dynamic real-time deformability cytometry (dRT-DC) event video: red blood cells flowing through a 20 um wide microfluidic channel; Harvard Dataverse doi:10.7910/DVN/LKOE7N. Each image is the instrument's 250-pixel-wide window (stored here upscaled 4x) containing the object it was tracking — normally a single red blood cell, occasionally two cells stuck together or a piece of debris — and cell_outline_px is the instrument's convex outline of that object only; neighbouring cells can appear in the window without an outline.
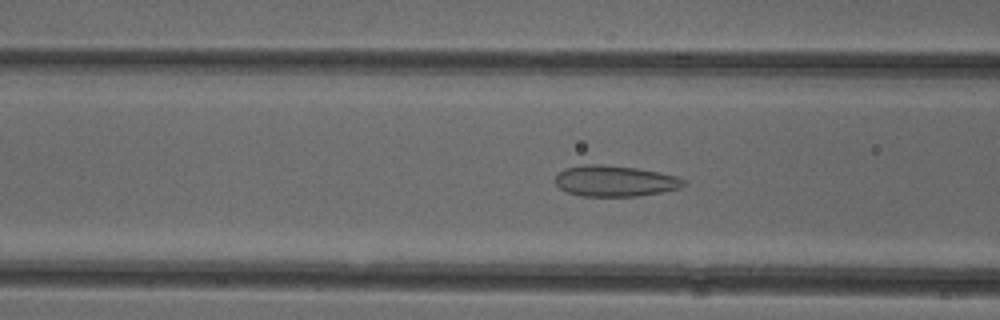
{"species": "common noctule bat (a hibernating species)", "species_latin": "Nyctalus noctula", "temperature_condition": "cold", "stored_images_in_passage": 52, "camera_frame_rate_fps": 3000, "um_per_image_px": 0.085, "animal": {"sex": "female"}, "frame": {"image": 1, "passage_image": 20, "time_ms": 6.333, "image_size_px": [1000, 320], "cell_outline_px": [[684, 184], [680, 188], [660, 192], [636, 196], [580, 196], [568, 192], [560, 188], [556, 184], [556, 176], [564, 168], [584, 164], [604, 164], [636, 168], [660, 172], [680, 176], [684, 180]], "centroid_in_image_um": [52.27, 15.37], "position_along_channel_um": 114.3, "area_um2": 23.18}}
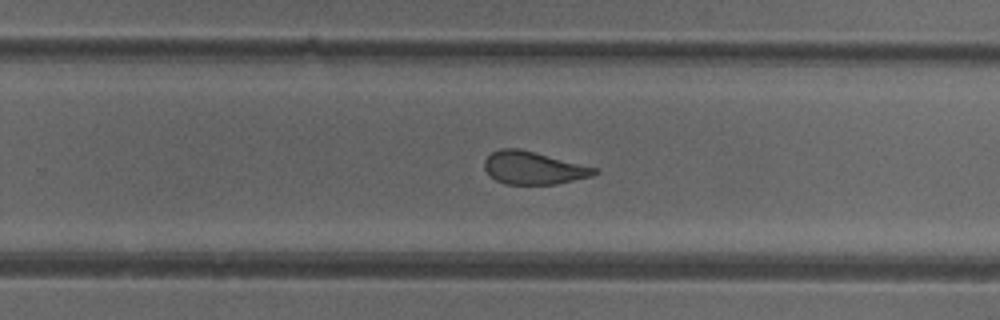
{"frame": {"image": 2, "passage_image": 33, "time_ms": 10.667, "image_size_px": [1000, 320], "cell_outline_px": [[600, 172], [592, 176], [556, 184], [504, 184], [496, 180], [484, 168], [484, 160], [492, 152], [500, 148], [520, 148], [600, 168]], "centroid_in_image_um": [45.39, 14.26], "position_along_channel_um": 284.4, "area_um2": 21.21}}
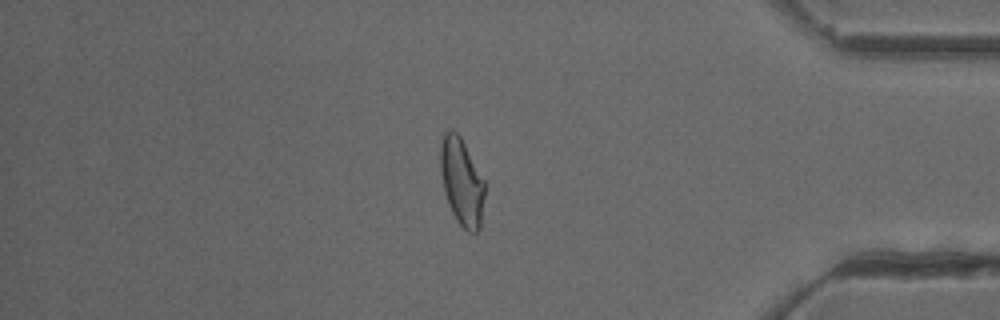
{"frame": {"image": 3, "passage_image": 44, "time_ms": 14.333, "image_size_px": [1000, 320], "cell_outline_px": [[484, 196], [480, 228], [476, 232], [468, 232], [456, 220], [448, 204], [444, 192], [440, 172], [440, 144], [444, 132], [448, 128], [452, 128], [460, 136], [484, 180]], "centroid_in_image_um": [39.22, 15.43], "position_along_channel_um": 396.0, "area_um2": 22.54}, "authors_computed_cell_mechanics": {"area_um2": 23.4957, "velocity_mm_per_s": 3.9316, "shape_relaxation_time_tau1_ms": null, "shape_relaxation_time_tau2_ms": 1.4328, "deformation_change_tau1": null, "deformation_change_tau2": 0.0941}}